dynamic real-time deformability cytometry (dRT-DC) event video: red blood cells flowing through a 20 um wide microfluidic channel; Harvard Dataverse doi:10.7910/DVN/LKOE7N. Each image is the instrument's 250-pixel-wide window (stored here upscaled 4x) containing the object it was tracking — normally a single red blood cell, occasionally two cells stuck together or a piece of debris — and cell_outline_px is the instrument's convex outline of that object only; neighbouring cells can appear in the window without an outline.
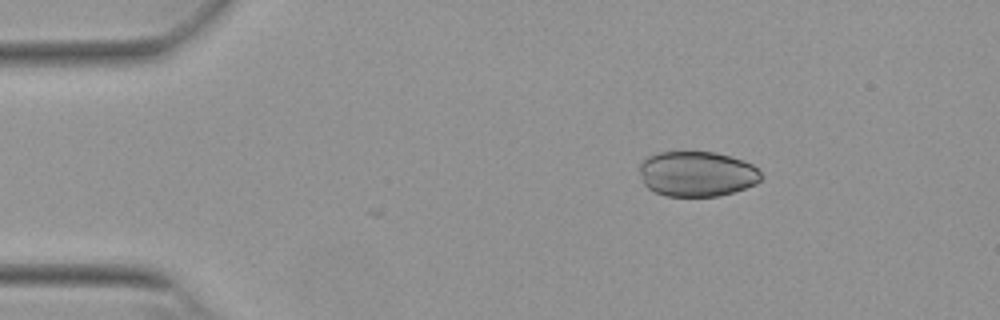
{"species": "Egyptian fruit bat (a non-hibernating species)", "species_latin": "Rousettus aegyptiacus", "temperature_condition": "warm", "stored_images_in_passage": 45, "camera_frame_rate_fps": 3000, "um_per_image_px": 0.085, "animal": {"sex": "female"}, "frame": {"image": 1, "passage_image": 1, "time_ms": 0.0, "image_size_px": [1000, 320], "cell_outline_px": [[764, 176], [756, 184], [720, 196], [668, 196], [656, 192], [648, 188], [644, 184], [640, 172], [640, 164], [648, 156], [656, 152], [716, 152], [744, 160], [752, 164]], "centroid_in_image_um": [59.26, 14.77], "position_along_channel_um": 25.7, "area_um2": 32.08}}
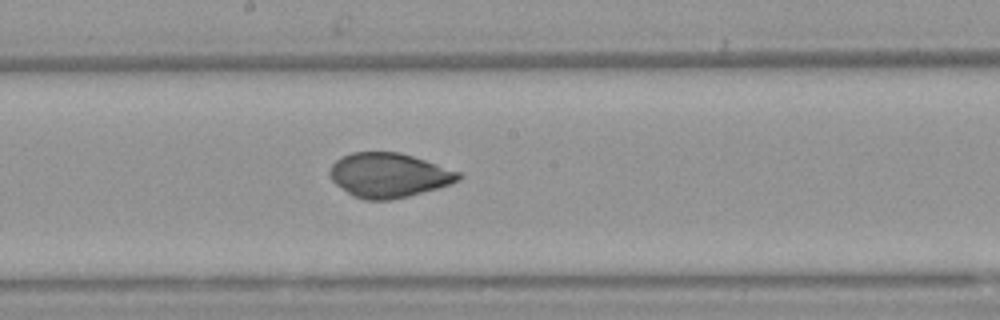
{"frame": {"image": 2, "passage_image": 21, "time_ms": 6.667, "image_size_px": [1000, 320], "cell_outline_px": [[464, 176], [460, 180], [436, 188], [408, 196], [388, 200], [364, 200], [352, 196], [336, 184], [332, 180], [328, 172], [332, 164], [336, 160], [352, 152], [400, 152], [460, 172]], "centroid_in_image_um": [33.02, 14.89], "position_along_channel_um": 215.2, "area_um2": 33.12}}
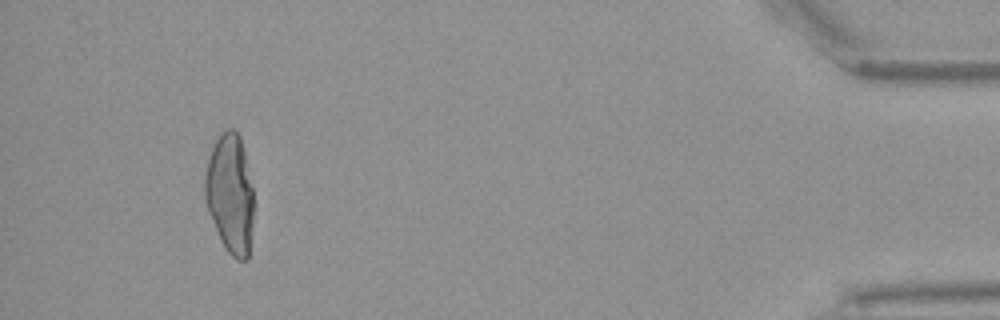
{"frame": {"image": 3, "passage_image": 42, "time_ms": 13.667, "image_size_px": [1000, 320], "cell_outline_px": [[252, 224], [248, 260], [236, 260], [224, 248], [208, 212], [204, 196], [204, 176], [208, 160], [212, 148], [220, 132], [228, 128], [232, 128], [240, 136], [244, 152], [252, 188]], "centroid_in_image_um": [19.53, 16.48], "position_along_channel_um": 415.7, "area_um2": 33.81}}